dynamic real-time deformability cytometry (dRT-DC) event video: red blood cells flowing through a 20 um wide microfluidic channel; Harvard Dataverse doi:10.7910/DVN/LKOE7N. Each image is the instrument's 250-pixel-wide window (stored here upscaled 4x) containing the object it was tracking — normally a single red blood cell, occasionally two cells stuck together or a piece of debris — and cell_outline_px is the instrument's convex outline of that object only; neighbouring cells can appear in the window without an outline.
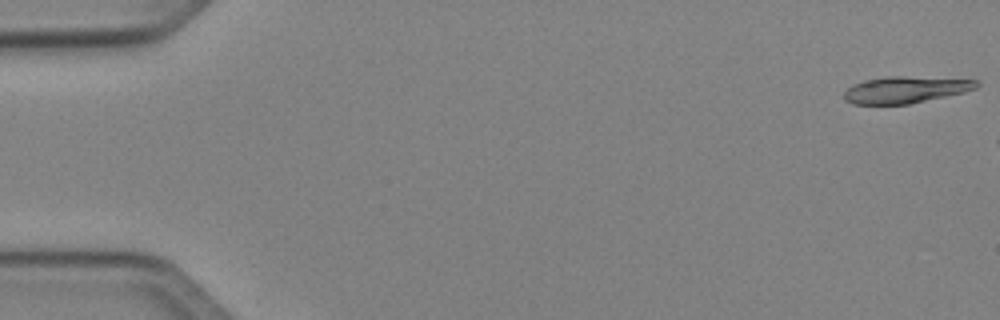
{"species": "Egyptian fruit bat (a non-hibernating species)", "species_latin": "Rousettus aegyptiacus", "temperature_condition": "cold", "stored_images_in_passage": 3, "camera_frame_rate_fps": 3000, "um_per_image_px": 0.085, "animal": {"sex": "female"}, "frame": {"image": 1, "passage_image": 1, "time_ms": 0.0, "image_size_px": [1000, 320], "cell_outline_px": [[980, 84], [976, 88], [964, 92], [908, 104], [852, 104], [844, 100], [844, 92], [852, 84], [864, 80], [888, 76], [904, 76], [980, 80]], "centroid_in_image_um": [76.95, 7.62], "position_along_channel_um": 8.1, "area_um2": 20.58}}